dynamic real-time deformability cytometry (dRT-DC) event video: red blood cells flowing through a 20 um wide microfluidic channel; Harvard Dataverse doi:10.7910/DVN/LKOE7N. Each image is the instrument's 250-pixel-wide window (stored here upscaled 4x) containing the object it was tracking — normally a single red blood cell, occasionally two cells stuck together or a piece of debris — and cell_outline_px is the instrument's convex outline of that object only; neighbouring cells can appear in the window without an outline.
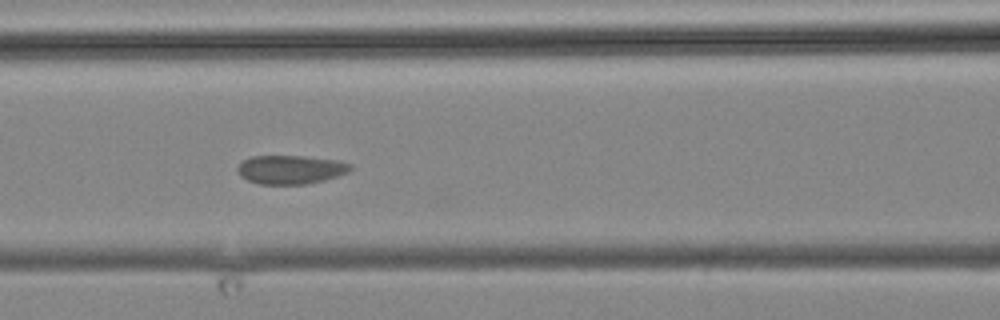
{"species": "common noctule bat (a hibernating species)", "species_latin": "Nyctalus noctula", "temperature_condition": "cold", "stored_images_in_passage": 6, "camera_frame_rate_fps": 3000, "um_per_image_px": 0.085, "animal": {"sex": "male", "body_mass_g": 19.2, "forearm_length_mm": 51.8}, "frame": {"image": 1, "passage_image": 3, "time_ms": 2.333, "image_size_px": [1000, 320], "cell_outline_px": [[352, 168], [348, 172], [324, 180], [308, 184], [260, 184], [248, 180], [240, 176], [236, 168], [244, 160], [252, 156], [304, 156], [336, 160], [352, 164]], "centroid_in_image_um": [24.7, 14.41], "position_along_channel_um": 141.9, "area_um2": 18.84}}
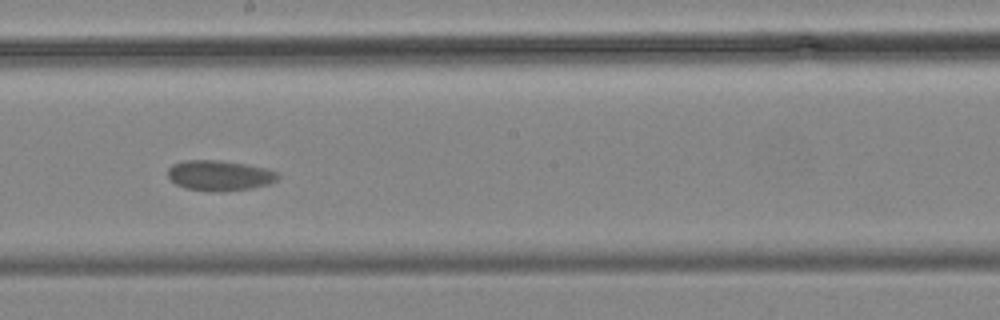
{"frame": {"image": 2, "passage_image": 5, "time_ms": 5.0, "image_size_px": [1000, 320], "cell_outline_px": [[280, 176], [276, 180], [268, 184], [252, 188], [220, 192], [216, 192], [184, 188], [176, 184], [168, 176], [168, 168], [172, 164], [184, 160], [216, 160], [244, 164], [264, 168], [276, 172]], "centroid_in_image_um": [18.63, 14.92], "position_along_channel_um": 229.6, "area_um2": 19.36}}
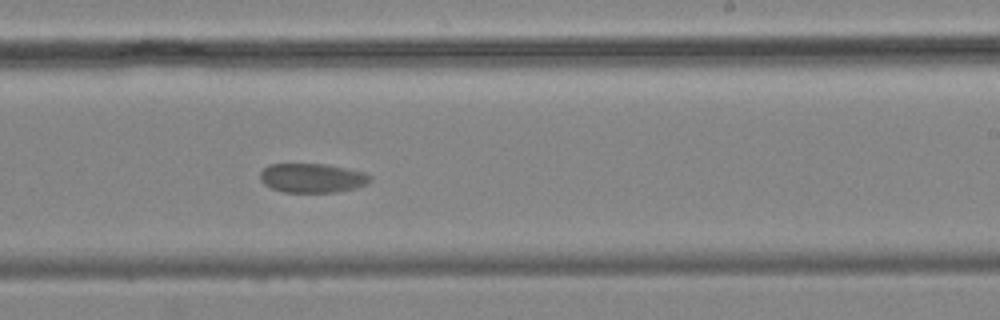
{"frame": {"image": 3, "passage_image": 6, "time_ms": 6.0, "image_size_px": [1000, 320], "cell_outline_px": [[372, 180], [356, 188], [336, 192], [284, 192], [272, 188], [264, 184], [260, 180], [260, 172], [268, 164], [324, 164], [364, 172], [372, 176]], "centroid_in_image_um": [26.52, 15.13], "position_along_channel_um": 262.5, "area_um2": 18.67}}